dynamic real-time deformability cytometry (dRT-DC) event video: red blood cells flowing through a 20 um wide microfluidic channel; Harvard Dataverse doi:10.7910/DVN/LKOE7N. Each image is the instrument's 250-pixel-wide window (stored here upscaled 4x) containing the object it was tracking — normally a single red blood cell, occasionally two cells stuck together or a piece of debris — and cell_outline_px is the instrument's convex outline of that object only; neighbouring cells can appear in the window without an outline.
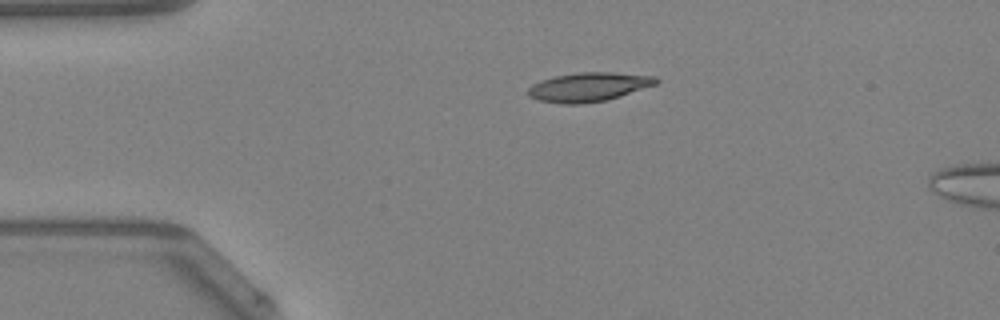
{"species": "Egyptian fruit bat (a non-hibernating species)", "species_latin": "Rousettus aegyptiacus", "temperature_condition": "warm", "stored_images_in_passage": 5, "camera_frame_rate_fps": 3000, "um_per_image_px": 0.085, "animal": {"sex": "female"}, "frame": {"image": 1, "passage_image": 1, "time_ms": 0.0, "image_size_px": [1000, 320], "cell_outline_px": [[660, 80], [656, 84], [620, 96], [604, 100], [580, 104], [564, 104], [540, 100], [528, 96], [528, 88], [532, 84], [556, 76], [580, 72], [612, 72], [656, 76]], "centroid_in_image_um": [50.06, 7.39], "position_along_channel_um": 34.9, "area_um2": 21.39}}